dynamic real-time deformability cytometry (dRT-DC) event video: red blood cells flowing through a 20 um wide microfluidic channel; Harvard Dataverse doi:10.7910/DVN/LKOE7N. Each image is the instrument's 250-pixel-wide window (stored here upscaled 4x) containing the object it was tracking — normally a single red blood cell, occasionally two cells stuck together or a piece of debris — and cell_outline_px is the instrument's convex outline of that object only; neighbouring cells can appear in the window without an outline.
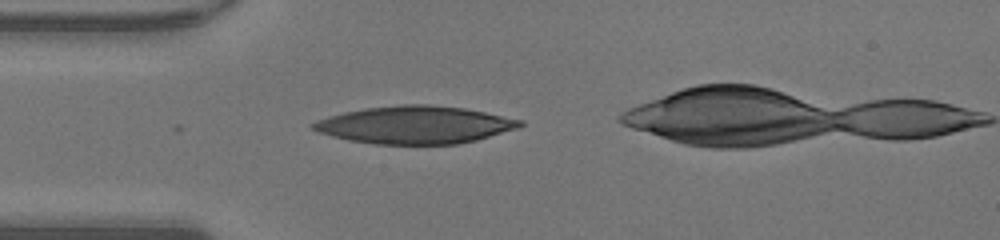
{"species": "human", "species_latin": "Homo sapiens", "temperature_condition": "warm", "stored_images_in_passage": 31, "camera_frame_rate_fps": 3000, "um_per_image_px": 0.085, "donor": {"sex": "male"}, "frame": {"image": 1, "passage_image": 1, "time_ms": 0.0, "image_size_px": [1000, 240], "cell_outline_px": [[524, 124], [516, 128], [476, 140], [456, 144], [376, 144], [348, 140], [332, 136], [320, 132], [312, 128], [308, 124], [328, 116], [344, 112], [364, 108], [400, 104], [428, 104], [464, 108], [524, 120]], "centroid_in_image_um": [35.25, 10.6], "position_along_channel_um": 49.8, "area_um2": 45.2}}
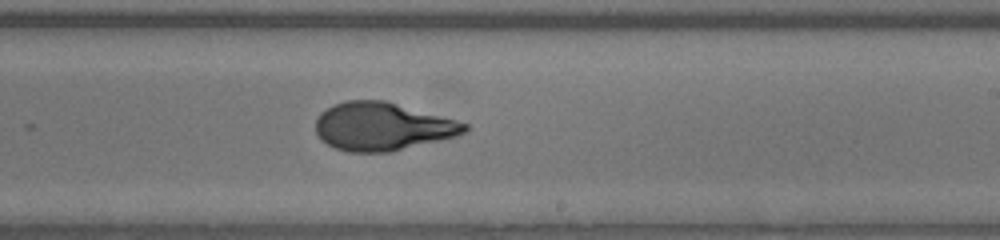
{"frame": {"image": 2, "passage_image": 16, "time_ms": 5.0, "image_size_px": [1000, 240], "cell_outline_px": [[468, 132], [456, 136], [392, 152], [348, 152], [336, 148], [320, 140], [316, 132], [316, 120], [320, 112], [344, 100], [388, 100], [468, 124]], "centroid_in_image_um": [32.5, 10.75], "position_along_channel_um": 256.5, "area_um2": 41.85}}
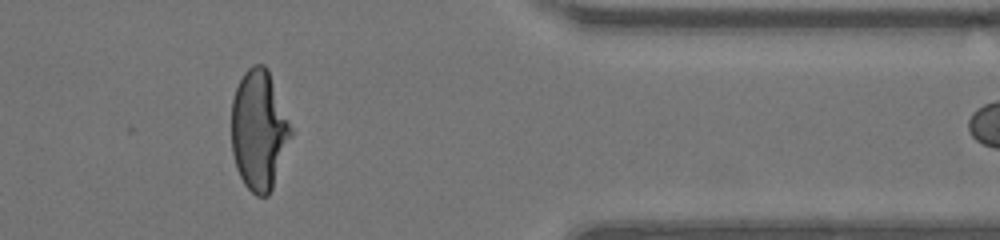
{"frame": {"image": 3, "passage_image": 27, "time_ms": 8.667, "image_size_px": [1000, 240], "cell_outline_px": [[292, 136], [272, 188], [268, 196], [256, 196], [244, 184], [236, 168], [232, 152], [232, 100], [236, 88], [244, 72], [252, 64], [264, 64], [268, 68], [292, 128]], "centroid_in_image_um": [22.01, 11.05], "position_along_channel_um": 389.4, "area_um2": 41.5}, "authors_computed_cell_mechanics": {"area_um2": 42.3674, "velocity_mm_per_s": 4.2911, "shape_relaxation_time_tau1_ms": 7.0671, "shape_relaxation_time_tau2_ms": 0.8747, "deformation_change_tau1": 0.3336, "deformation_change_tau2": 0.0721}}